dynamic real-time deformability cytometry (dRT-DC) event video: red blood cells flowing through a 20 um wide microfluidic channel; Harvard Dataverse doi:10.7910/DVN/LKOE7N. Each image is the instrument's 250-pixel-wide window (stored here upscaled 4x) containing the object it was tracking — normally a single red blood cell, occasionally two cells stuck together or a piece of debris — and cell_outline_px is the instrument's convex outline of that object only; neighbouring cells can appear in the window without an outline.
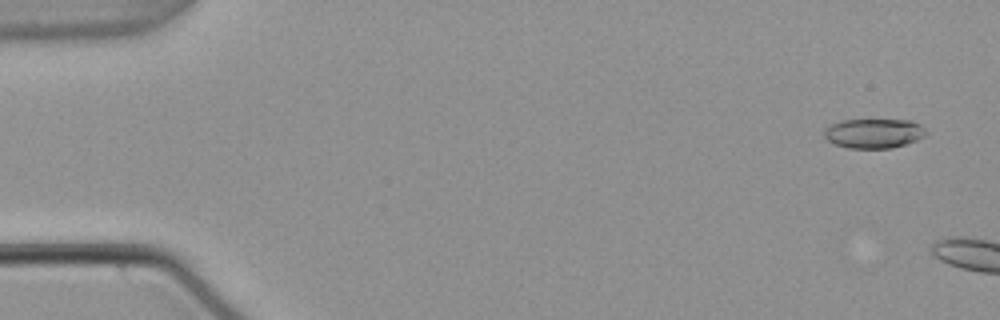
{"species": "common noctule bat (a hibernating species)", "species_latin": "Nyctalus noctula", "temperature_condition": "warm", "stored_images_in_passage": 18, "camera_frame_rate_fps": 3000, "um_per_image_px": 0.085, "animal": {"sex": "male", "body_mass_g": 21.5, "forearm_length_mm": 52.0}, "frame": {"image": 1, "passage_image": 3, "time_ms": 0.667, "image_size_px": [1000, 320], "cell_outline_px": [[928, 132], [924, 136], [916, 140], [892, 148], [848, 148], [836, 144], [828, 140], [824, 136], [824, 128], [840, 120], [912, 120], [920, 124]], "centroid_in_image_um": [74.28, 11.33], "position_along_channel_um": 10.7, "area_um2": 17.51}}